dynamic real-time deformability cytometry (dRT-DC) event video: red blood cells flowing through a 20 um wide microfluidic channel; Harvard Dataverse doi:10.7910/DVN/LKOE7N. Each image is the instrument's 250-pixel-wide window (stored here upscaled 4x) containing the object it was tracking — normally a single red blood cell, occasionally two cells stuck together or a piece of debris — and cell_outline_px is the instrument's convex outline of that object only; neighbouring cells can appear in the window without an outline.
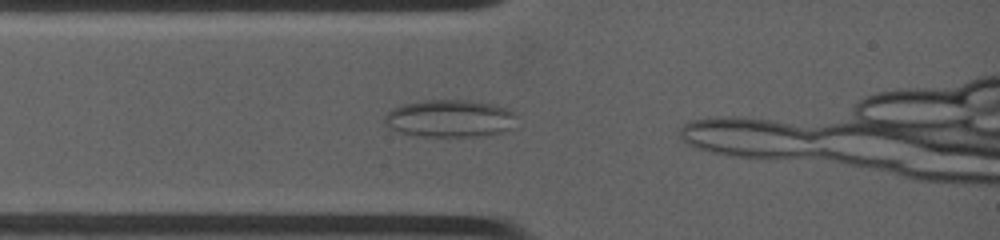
{"species": "common noctule bat (a hibernating species)", "species_latin": "Nyctalus noctula", "temperature_condition": "warm", "stored_images_in_passage": 3, "camera_frame_rate_fps": 4500, "um_per_image_px": 0.085, "animal": {"sex": "female", "body_mass_g": 19.0, "forearm_length_mm": 53.3}, "frame": {"image": 1, "passage_image": 2, "time_ms": 0.667, "image_size_px": [1000, 240], "cell_outline_px": [[516, 116], [512, 128], [488, 136], [420, 136], [396, 132], [384, 124], [384, 116], [392, 108], [404, 104], [424, 100], [468, 100], [488, 104], [504, 108], [512, 112]], "centroid_in_image_um": [38.18, 10.08], "position_along_channel_um": 46.8, "area_um2": 28.73}}